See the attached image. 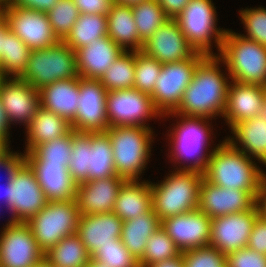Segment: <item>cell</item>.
<instances>
[{
	"mask_svg": "<svg viewBox=\"0 0 266 267\" xmlns=\"http://www.w3.org/2000/svg\"><path fill=\"white\" fill-rule=\"evenodd\" d=\"M252 160L224 139L211 153L203 178L216 186L245 190L256 199L266 174Z\"/></svg>",
	"mask_w": 266,
	"mask_h": 267,
	"instance_id": "obj_2",
	"label": "cell"
},
{
	"mask_svg": "<svg viewBox=\"0 0 266 267\" xmlns=\"http://www.w3.org/2000/svg\"><path fill=\"white\" fill-rule=\"evenodd\" d=\"M168 175L160 183L150 181L152 210L160 220L195 210L199 205L202 173L175 170Z\"/></svg>",
	"mask_w": 266,
	"mask_h": 267,
	"instance_id": "obj_6",
	"label": "cell"
},
{
	"mask_svg": "<svg viewBox=\"0 0 266 267\" xmlns=\"http://www.w3.org/2000/svg\"><path fill=\"white\" fill-rule=\"evenodd\" d=\"M215 9L212 0H190L175 18L189 45L196 52L206 56H217L219 54L227 31L223 28H217V12ZM212 42L216 43L217 54L212 51Z\"/></svg>",
	"mask_w": 266,
	"mask_h": 267,
	"instance_id": "obj_8",
	"label": "cell"
},
{
	"mask_svg": "<svg viewBox=\"0 0 266 267\" xmlns=\"http://www.w3.org/2000/svg\"><path fill=\"white\" fill-rule=\"evenodd\" d=\"M40 91L41 107L66 119L74 121L79 96V77L58 80L43 86Z\"/></svg>",
	"mask_w": 266,
	"mask_h": 267,
	"instance_id": "obj_28",
	"label": "cell"
},
{
	"mask_svg": "<svg viewBox=\"0 0 266 267\" xmlns=\"http://www.w3.org/2000/svg\"><path fill=\"white\" fill-rule=\"evenodd\" d=\"M0 101L9 125L25 124V129L41 107L40 91L17 77L0 78Z\"/></svg>",
	"mask_w": 266,
	"mask_h": 267,
	"instance_id": "obj_18",
	"label": "cell"
},
{
	"mask_svg": "<svg viewBox=\"0 0 266 267\" xmlns=\"http://www.w3.org/2000/svg\"><path fill=\"white\" fill-rule=\"evenodd\" d=\"M161 69L162 63L146 55L143 51H135L134 89L151 95Z\"/></svg>",
	"mask_w": 266,
	"mask_h": 267,
	"instance_id": "obj_39",
	"label": "cell"
},
{
	"mask_svg": "<svg viewBox=\"0 0 266 267\" xmlns=\"http://www.w3.org/2000/svg\"><path fill=\"white\" fill-rule=\"evenodd\" d=\"M161 227V220L151 209L138 217L123 221L121 242L131 255L140 260L144 254L148 238Z\"/></svg>",
	"mask_w": 266,
	"mask_h": 267,
	"instance_id": "obj_32",
	"label": "cell"
},
{
	"mask_svg": "<svg viewBox=\"0 0 266 267\" xmlns=\"http://www.w3.org/2000/svg\"><path fill=\"white\" fill-rule=\"evenodd\" d=\"M32 152L45 164L68 166L72 153V130L65 136L37 145Z\"/></svg>",
	"mask_w": 266,
	"mask_h": 267,
	"instance_id": "obj_40",
	"label": "cell"
},
{
	"mask_svg": "<svg viewBox=\"0 0 266 267\" xmlns=\"http://www.w3.org/2000/svg\"><path fill=\"white\" fill-rule=\"evenodd\" d=\"M9 28L7 20L0 13V57L3 55L4 32Z\"/></svg>",
	"mask_w": 266,
	"mask_h": 267,
	"instance_id": "obj_54",
	"label": "cell"
},
{
	"mask_svg": "<svg viewBox=\"0 0 266 267\" xmlns=\"http://www.w3.org/2000/svg\"><path fill=\"white\" fill-rule=\"evenodd\" d=\"M35 267H52L50 266L45 260L42 261L39 265L35 266Z\"/></svg>",
	"mask_w": 266,
	"mask_h": 267,
	"instance_id": "obj_58",
	"label": "cell"
},
{
	"mask_svg": "<svg viewBox=\"0 0 266 267\" xmlns=\"http://www.w3.org/2000/svg\"><path fill=\"white\" fill-rule=\"evenodd\" d=\"M106 17L107 36L111 40L124 51H129V49L130 51H142L144 42L138 35L134 15L130 6L113 2Z\"/></svg>",
	"mask_w": 266,
	"mask_h": 267,
	"instance_id": "obj_29",
	"label": "cell"
},
{
	"mask_svg": "<svg viewBox=\"0 0 266 267\" xmlns=\"http://www.w3.org/2000/svg\"><path fill=\"white\" fill-rule=\"evenodd\" d=\"M217 57L231 80L266 87V47L227 29Z\"/></svg>",
	"mask_w": 266,
	"mask_h": 267,
	"instance_id": "obj_5",
	"label": "cell"
},
{
	"mask_svg": "<svg viewBox=\"0 0 266 267\" xmlns=\"http://www.w3.org/2000/svg\"><path fill=\"white\" fill-rule=\"evenodd\" d=\"M264 90L265 87L261 85L242 84L231 80L222 115L230 129L239 122L264 113Z\"/></svg>",
	"mask_w": 266,
	"mask_h": 267,
	"instance_id": "obj_24",
	"label": "cell"
},
{
	"mask_svg": "<svg viewBox=\"0 0 266 267\" xmlns=\"http://www.w3.org/2000/svg\"><path fill=\"white\" fill-rule=\"evenodd\" d=\"M146 267H185L184 260H183V254L182 252L170 259H165L160 262H156L152 265H148Z\"/></svg>",
	"mask_w": 266,
	"mask_h": 267,
	"instance_id": "obj_52",
	"label": "cell"
},
{
	"mask_svg": "<svg viewBox=\"0 0 266 267\" xmlns=\"http://www.w3.org/2000/svg\"><path fill=\"white\" fill-rule=\"evenodd\" d=\"M9 146L10 145L7 141L0 138V161L11 152Z\"/></svg>",
	"mask_w": 266,
	"mask_h": 267,
	"instance_id": "obj_55",
	"label": "cell"
},
{
	"mask_svg": "<svg viewBox=\"0 0 266 267\" xmlns=\"http://www.w3.org/2000/svg\"><path fill=\"white\" fill-rule=\"evenodd\" d=\"M256 205L258 207L259 215L266 220V175L264 176L261 188L259 189Z\"/></svg>",
	"mask_w": 266,
	"mask_h": 267,
	"instance_id": "obj_51",
	"label": "cell"
},
{
	"mask_svg": "<svg viewBox=\"0 0 266 267\" xmlns=\"http://www.w3.org/2000/svg\"><path fill=\"white\" fill-rule=\"evenodd\" d=\"M122 224L123 221L113 212L81 215L76 234L92 257L102 246L120 239Z\"/></svg>",
	"mask_w": 266,
	"mask_h": 267,
	"instance_id": "obj_25",
	"label": "cell"
},
{
	"mask_svg": "<svg viewBox=\"0 0 266 267\" xmlns=\"http://www.w3.org/2000/svg\"><path fill=\"white\" fill-rule=\"evenodd\" d=\"M59 0H8V6H18L24 9L47 13Z\"/></svg>",
	"mask_w": 266,
	"mask_h": 267,
	"instance_id": "obj_49",
	"label": "cell"
},
{
	"mask_svg": "<svg viewBox=\"0 0 266 267\" xmlns=\"http://www.w3.org/2000/svg\"><path fill=\"white\" fill-rule=\"evenodd\" d=\"M181 251L162 227H159L147 240L139 267H146L165 259L178 256Z\"/></svg>",
	"mask_w": 266,
	"mask_h": 267,
	"instance_id": "obj_38",
	"label": "cell"
},
{
	"mask_svg": "<svg viewBox=\"0 0 266 267\" xmlns=\"http://www.w3.org/2000/svg\"><path fill=\"white\" fill-rule=\"evenodd\" d=\"M80 216L75 199L48 201L36 215L26 221V224L45 253L64 237L76 233Z\"/></svg>",
	"mask_w": 266,
	"mask_h": 267,
	"instance_id": "obj_10",
	"label": "cell"
},
{
	"mask_svg": "<svg viewBox=\"0 0 266 267\" xmlns=\"http://www.w3.org/2000/svg\"><path fill=\"white\" fill-rule=\"evenodd\" d=\"M31 49L9 28L4 32L3 55L0 57V76L19 78L26 70Z\"/></svg>",
	"mask_w": 266,
	"mask_h": 267,
	"instance_id": "obj_35",
	"label": "cell"
},
{
	"mask_svg": "<svg viewBox=\"0 0 266 267\" xmlns=\"http://www.w3.org/2000/svg\"><path fill=\"white\" fill-rule=\"evenodd\" d=\"M205 57L206 55L195 52L188 59L162 64L155 88L150 96L163 118L178 109L183 93L192 81L197 65Z\"/></svg>",
	"mask_w": 266,
	"mask_h": 267,
	"instance_id": "obj_11",
	"label": "cell"
},
{
	"mask_svg": "<svg viewBox=\"0 0 266 267\" xmlns=\"http://www.w3.org/2000/svg\"><path fill=\"white\" fill-rule=\"evenodd\" d=\"M256 199L247 191L216 186L202 179L198 209L211 219L228 214L248 211Z\"/></svg>",
	"mask_w": 266,
	"mask_h": 267,
	"instance_id": "obj_20",
	"label": "cell"
},
{
	"mask_svg": "<svg viewBox=\"0 0 266 267\" xmlns=\"http://www.w3.org/2000/svg\"><path fill=\"white\" fill-rule=\"evenodd\" d=\"M79 77L76 52L63 41L48 48L31 50L26 70L19 77L35 89L58 80Z\"/></svg>",
	"mask_w": 266,
	"mask_h": 267,
	"instance_id": "obj_9",
	"label": "cell"
},
{
	"mask_svg": "<svg viewBox=\"0 0 266 267\" xmlns=\"http://www.w3.org/2000/svg\"><path fill=\"white\" fill-rule=\"evenodd\" d=\"M247 248L266 255V220L260 215L254 222Z\"/></svg>",
	"mask_w": 266,
	"mask_h": 267,
	"instance_id": "obj_47",
	"label": "cell"
},
{
	"mask_svg": "<svg viewBox=\"0 0 266 267\" xmlns=\"http://www.w3.org/2000/svg\"><path fill=\"white\" fill-rule=\"evenodd\" d=\"M135 51H124L101 77L107 91L134 88Z\"/></svg>",
	"mask_w": 266,
	"mask_h": 267,
	"instance_id": "obj_36",
	"label": "cell"
},
{
	"mask_svg": "<svg viewBox=\"0 0 266 267\" xmlns=\"http://www.w3.org/2000/svg\"><path fill=\"white\" fill-rule=\"evenodd\" d=\"M86 267H110L108 264L100 263L92 258H90V261L88 262Z\"/></svg>",
	"mask_w": 266,
	"mask_h": 267,
	"instance_id": "obj_57",
	"label": "cell"
},
{
	"mask_svg": "<svg viewBox=\"0 0 266 267\" xmlns=\"http://www.w3.org/2000/svg\"><path fill=\"white\" fill-rule=\"evenodd\" d=\"M105 133L111 141L116 174L127 181H140L139 177L151 158L154 131L127 125L109 127Z\"/></svg>",
	"mask_w": 266,
	"mask_h": 267,
	"instance_id": "obj_7",
	"label": "cell"
},
{
	"mask_svg": "<svg viewBox=\"0 0 266 267\" xmlns=\"http://www.w3.org/2000/svg\"><path fill=\"white\" fill-rule=\"evenodd\" d=\"M227 267H266V255L241 248L226 255Z\"/></svg>",
	"mask_w": 266,
	"mask_h": 267,
	"instance_id": "obj_45",
	"label": "cell"
},
{
	"mask_svg": "<svg viewBox=\"0 0 266 267\" xmlns=\"http://www.w3.org/2000/svg\"><path fill=\"white\" fill-rule=\"evenodd\" d=\"M126 181L114 175L78 184L75 201L80 215L113 212L120 188Z\"/></svg>",
	"mask_w": 266,
	"mask_h": 267,
	"instance_id": "obj_23",
	"label": "cell"
},
{
	"mask_svg": "<svg viewBox=\"0 0 266 267\" xmlns=\"http://www.w3.org/2000/svg\"><path fill=\"white\" fill-rule=\"evenodd\" d=\"M185 267H227L226 255L213 246L182 252Z\"/></svg>",
	"mask_w": 266,
	"mask_h": 267,
	"instance_id": "obj_44",
	"label": "cell"
},
{
	"mask_svg": "<svg viewBox=\"0 0 266 267\" xmlns=\"http://www.w3.org/2000/svg\"><path fill=\"white\" fill-rule=\"evenodd\" d=\"M80 14H101L106 16L113 0H73Z\"/></svg>",
	"mask_w": 266,
	"mask_h": 267,
	"instance_id": "obj_48",
	"label": "cell"
},
{
	"mask_svg": "<svg viewBox=\"0 0 266 267\" xmlns=\"http://www.w3.org/2000/svg\"><path fill=\"white\" fill-rule=\"evenodd\" d=\"M142 51L162 64L188 59L196 52L175 19H168L144 42Z\"/></svg>",
	"mask_w": 266,
	"mask_h": 267,
	"instance_id": "obj_22",
	"label": "cell"
},
{
	"mask_svg": "<svg viewBox=\"0 0 266 267\" xmlns=\"http://www.w3.org/2000/svg\"><path fill=\"white\" fill-rule=\"evenodd\" d=\"M27 144L24 153L32 151L37 145L67 135L71 124L61 116L40 107L26 128Z\"/></svg>",
	"mask_w": 266,
	"mask_h": 267,
	"instance_id": "obj_31",
	"label": "cell"
},
{
	"mask_svg": "<svg viewBox=\"0 0 266 267\" xmlns=\"http://www.w3.org/2000/svg\"><path fill=\"white\" fill-rule=\"evenodd\" d=\"M220 62L217 56H206L197 65L178 109L172 114L211 120L223 115L231 82L228 79L231 78L229 73L225 75L221 72Z\"/></svg>",
	"mask_w": 266,
	"mask_h": 267,
	"instance_id": "obj_1",
	"label": "cell"
},
{
	"mask_svg": "<svg viewBox=\"0 0 266 267\" xmlns=\"http://www.w3.org/2000/svg\"><path fill=\"white\" fill-rule=\"evenodd\" d=\"M170 115L171 117L173 115L176 118L178 116L180 118V121H177V124L172 127V132L170 129L168 130L170 134L169 132L167 134L171 139L170 145H172L169 147L171 148V152H169L170 155L168 156L172 162L179 164L178 166L180 167L174 168V170L197 171L203 174L211 153L215 149V147L210 151H208L209 148L207 149L208 146L210 147V140L212 139V126L208 124L211 119L204 117H186L180 114H168L166 116L169 117ZM186 161H190L189 165L184 164Z\"/></svg>",
	"mask_w": 266,
	"mask_h": 267,
	"instance_id": "obj_3",
	"label": "cell"
},
{
	"mask_svg": "<svg viewBox=\"0 0 266 267\" xmlns=\"http://www.w3.org/2000/svg\"><path fill=\"white\" fill-rule=\"evenodd\" d=\"M0 13L7 20L9 29L31 50L48 48L59 42L47 13L8 6L6 3L0 4Z\"/></svg>",
	"mask_w": 266,
	"mask_h": 267,
	"instance_id": "obj_14",
	"label": "cell"
},
{
	"mask_svg": "<svg viewBox=\"0 0 266 267\" xmlns=\"http://www.w3.org/2000/svg\"><path fill=\"white\" fill-rule=\"evenodd\" d=\"M75 52L79 77L100 80L124 50L104 36Z\"/></svg>",
	"mask_w": 266,
	"mask_h": 267,
	"instance_id": "obj_26",
	"label": "cell"
},
{
	"mask_svg": "<svg viewBox=\"0 0 266 267\" xmlns=\"http://www.w3.org/2000/svg\"><path fill=\"white\" fill-rule=\"evenodd\" d=\"M68 170L77 184L117 175L109 136L105 132L81 133L72 129Z\"/></svg>",
	"mask_w": 266,
	"mask_h": 267,
	"instance_id": "obj_4",
	"label": "cell"
},
{
	"mask_svg": "<svg viewBox=\"0 0 266 267\" xmlns=\"http://www.w3.org/2000/svg\"><path fill=\"white\" fill-rule=\"evenodd\" d=\"M80 12L73 0H59L47 12L52 30L59 41H63L76 23Z\"/></svg>",
	"mask_w": 266,
	"mask_h": 267,
	"instance_id": "obj_41",
	"label": "cell"
},
{
	"mask_svg": "<svg viewBox=\"0 0 266 267\" xmlns=\"http://www.w3.org/2000/svg\"><path fill=\"white\" fill-rule=\"evenodd\" d=\"M90 258L76 233L64 237L44 253V260L52 267H86Z\"/></svg>",
	"mask_w": 266,
	"mask_h": 267,
	"instance_id": "obj_33",
	"label": "cell"
},
{
	"mask_svg": "<svg viewBox=\"0 0 266 267\" xmlns=\"http://www.w3.org/2000/svg\"><path fill=\"white\" fill-rule=\"evenodd\" d=\"M131 9L138 35L143 42H146L169 19L157 0L143 1Z\"/></svg>",
	"mask_w": 266,
	"mask_h": 267,
	"instance_id": "obj_37",
	"label": "cell"
},
{
	"mask_svg": "<svg viewBox=\"0 0 266 267\" xmlns=\"http://www.w3.org/2000/svg\"><path fill=\"white\" fill-rule=\"evenodd\" d=\"M107 36V17L101 14H80L69 34L63 40L73 51Z\"/></svg>",
	"mask_w": 266,
	"mask_h": 267,
	"instance_id": "obj_34",
	"label": "cell"
},
{
	"mask_svg": "<svg viewBox=\"0 0 266 267\" xmlns=\"http://www.w3.org/2000/svg\"><path fill=\"white\" fill-rule=\"evenodd\" d=\"M4 226L0 233V267H35L44 261V252L26 222L10 219Z\"/></svg>",
	"mask_w": 266,
	"mask_h": 267,
	"instance_id": "obj_13",
	"label": "cell"
},
{
	"mask_svg": "<svg viewBox=\"0 0 266 267\" xmlns=\"http://www.w3.org/2000/svg\"><path fill=\"white\" fill-rule=\"evenodd\" d=\"M107 120L113 126H147L148 119L163 117L154 106L151 96L141 91L118 89L107 92Z\"/></svg>",
	"mask_w": 266,
	"mask_h": 267,
	"instance_id": "obj_12",
	"label": "cell"
},
{
	"mask_svg": "<svg viewBox=\"0 0 266 267\" xmlns=\"http://www.w3.org/2000/svg\"><path fill=\"white\" fill-rule=\"evenodd\" d=\"M161 227L181 251L209 246L211 218L198 208L161 220Z\"/></svg>",
	"mask_w": 266,
	"mask_h": 267,
	"instance_id": "obj_19",
	"label": "cell"
},
{
	"mask_svg": "<svg viewBox=\"0 0 266 267\" xmlns=\"http://www.w3.org/2000/svg\"><path fill=\"white\" fill-rule=\"evenodd\" d=\"M152 209L150 181L128 180L120 188L113 213L122 221L138 217Z\"/></svg>",
	"mask_w": 266,
	"mask_h": 267,
	"instance_id": "obj_30",
	"label": "cell"
},
{
	"mask_svg": "<svg viewBox=\"0 0 266 267\" xmlns=\"http://www.w3.org/2000/svg\"><path fill=\"white\" fill-rule=\"evenodd\" d=\"M230 130L233 136L225 139L234 148L266 167V114L239 122Z\"/></svg>",
	"mask_w": 266,
	"mask_h": 267,
	"instance_id": "obj_27",
	"label": "cell"
},
{
	"mask_svg": "<svg viewBox=\"0 0 266 267\" xmlns=\"http://www.w3.org/2000/svg\"><path fill=\"white\" fill-rule=\"evenodd\" d=\"M190 0H157L169 19H175Z\"/></svg>",
	"mask_w": 266,
	"mask_h": 267,
	"instance_id": "obj_50",
	"label": "cell"
},
{
	"mask_svg": "<svg viewBox=\"0 0 266 267\" xmlns=\"http://www.w3.org/2000/svg\"><path fill=\"white\" fill-rule=\"evenodd\" d=\"M10 125L9 122L6 118V114L5 111L2 107L1 101H0V138L4 139L5 141H7L10 144V133H9V129H10Z\"/></svg>",
	"mask_w": 266,
	"mask_h": 267,
	"instance_id": "obj_53",
	"label": "cell"
},
{
	"mask_svg": "<svg viewBox=\"0 0 266 267\" xmlns=\"http://www.w3.org/2000/svg\"><path fill=\"white\" fill-rule=\"evenodd\" d=\"M146 1V0H113V2L118 3L120 5H125V6H134L138 5L139 3Z\"/></svg>",
	"mask_w": 266,
	"mask_h": 267,
	"instance_id": "obj_56",
	"label": "cell"
},
{
	"mask_svg": "<svg viewBox=\"0 0 266 267\" xmlns=\"http://www.w3.org/2000/svg\"><path fill=\"white\" fill-rule=\"evenodd\" d=\"M257 205L248 211L228 214L211 219L210 246L227 255L246 248L256 218Z\"/></svg>",
	"mask_w": 266,
	"mask_h": 267,
	"instance_id": "obj_17",
	"label": "cell"
},
{
	"mask_svg": "<svg viewBox=\"0 0 266 267\" xmlns=\"http://www.w3.org/2000/svg\"><path fill=\"white\" fill-rule=\"evenodd\" d=\"M24 162V153H18L11 151L0 161V170L6 174L5 183L0 186V201L2 200L8 209V182L13 178V175L17 168ZM2 190V191H1ZM0 202V203H2Z\"/></svg>",
	"mask_w": 266,
	"mask_h": 267,
	"instance_id": "obj_46",
	"label": "cell"
},
{
	"mask_svg": "<svg viewBox=\"0 0 266 267\" xmlns=\"http://www.w3.org/2000/svg\"><path fill=\"white\" fill-rule=\"evenodd\" d=\"M24 161L33 170L47 201H65L76 198L78 184L70 175L68 166L45 164L32 151L24 154Z\"/></svg>",
	"mask_w": 266,
	"mask_h": 267,
	"instance_id": "obj_21",
	"label": "cell"
},
{
	"mask_svg": "<svg viewBox=\"0 0 266 267\" xmlns=\"http://www.w3.org/2000/svg\"><path fill=\"white\" fill-rule=\"evenodd\" d=\"M8 0H0V4L1 3H5V2H7Z\"/></svg>",
	"mask_w": 266,
	"mask_h": 267,
	"instance_id": "obj_60",
	"label": "cell"
},
{
	"mask_svg": "<svg viewBox=\"0 0 266 267\" xmlns=\"http://www.w3.org/2000/svg\"><path fill=\"white\" fill-rule=\"evenodd\" d=\"M264 102H265L264 113L266 114V87H265V90H264Z\"/></svg>",
	"mask_w": 266,
	"mask_h": 267,
	"instance_id": "obj_59",
	"label": "cell"
},
{
	"mask_svg": "<svg viewBox=\"0 0 266 267\" xmlns=\"http://www.w3.org/2000/svg\"><path fill=\"white\" fill-rule=\"evenodd\" d=\"M91 258L110 267H139L138 260L131 255L121 239L102 246Z\"/></svg>",
	"mask_w": 266,
	"mask_h": 267,
	"instance_id": "obj_43",
	"label": "cell"
},
{
	"mask_svg": "<svg viewBox=\"0 0 266 267\" xmlns=\"http://www.w3.org/2000/svg\"><path fill=\"white\" fill-rule=\"evenodd\" d=\"M242 23L246 31L244 38L256 41L261 46L266 47V8L255 7L246 8L239 11Z\"/></svg>",
	"mask_w": 266,
	"mask_h": 267,
	"instance_id": "obj_42",
	"label": "cell"
},
{
	"mask_svg": "<svg viewBox=\"0 0 266 267\" xmlns=\"http://www.w3.org/2000/svg\"><path fill=\"white\" fill-rule=\"evenodd\" d=\"M47 199L33 170L24 161L8 182V210L13 222H26L36 215Z\"/></svg>",
	"mask_w": 266,
	"mask_h": 267,
	"instance_id": "obj_15",
	"label": "cell"
},
{
	"mask_svg": "<svg viewBox=\"0 0 266 267\" xmlns=\"http://www.w3.org/2000/svg\"><path fill=\"white\" fill-rule=\"evenodd\" d=\"M107 90L100 80L79 77L78 108L71 128L81 133H104L107 120Z\"/></svg>",
	"mask_w": 266,
	"mask_h": 267,
	"instance_id": "obj_16",
	"label": "cell"
}]
</instances>
